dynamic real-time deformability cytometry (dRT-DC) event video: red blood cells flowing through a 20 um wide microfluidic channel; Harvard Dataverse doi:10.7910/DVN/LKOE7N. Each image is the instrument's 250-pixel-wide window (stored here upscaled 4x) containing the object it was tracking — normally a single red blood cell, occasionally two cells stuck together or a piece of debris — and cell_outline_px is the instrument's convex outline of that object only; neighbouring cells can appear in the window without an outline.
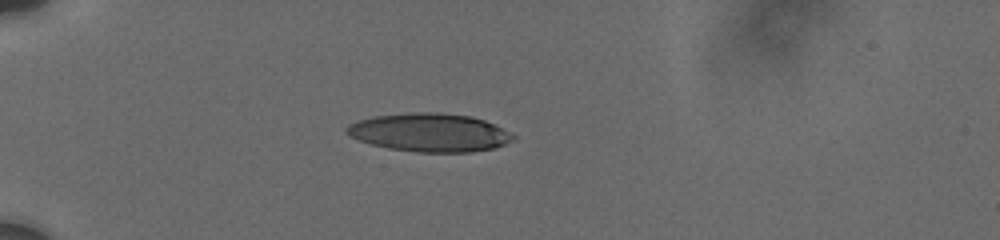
{"species": "human", "species_latin": "Homo sapiens", "temperature_condition": "cold", "stored_images_in_passage": 14, "camera_frame_rate_fps": 3000, "um_per_image_px": 0.085, "donor": {"sex": "male"}, "frame": {"image": 1, "passage_image": 8, "time_ms": 4.667, "image_size_px": [1000, 240], "cell_outline_px": [[516, 136], [512, 140], [504, 144], [492, 148], [472, 152], [416, 152], [388, 148], [372, 144], [360, 140], [344, 132], [344, 128], [348, 124], [360, 120], [376, 116], [416, 112], [436, 112], [468, 116], [484, 120]], "centroid_in_image_um": [36.49, 11.27], "position_along_channel_um": 48.5, "area_um2": 36.7}}
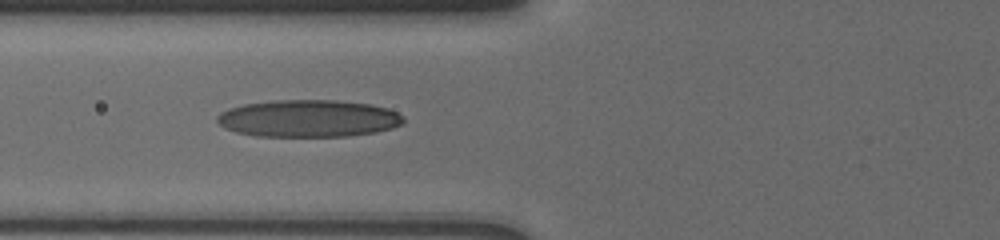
{"frame": {"image": 2, "passage_image": 12, "time_ms": 7.0, "image_size_px": [1000, 240], "cell_outline_px": [[404, 120], [400, 124], [392, 128], [376, 132], [348, 136], [256, 136], [236, 132], [224, 128], [216, 120], [216, 116], [220, 112], [228, 108], [244, 104], [272, 100], [336, 100], [372, 104], [388, 108], [404, 116]], "centroid_in_image_um": [26.2, 10.06], "position_along_channel_um": 99.6, "area_um2": 40.63}}
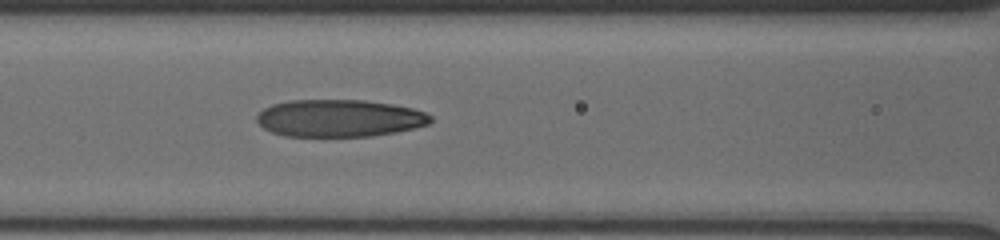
{"frame": {"image": 3, "passage_image": 14, "time_ms": 8.0, "image_size_px": [1000, 240], "cell_outline_px": [[432, 120], [428, 124], [416, 128], [396, 132], [372, 136], [284, 136], [272, 132], [264, 128], [256, 120], [256, 116], [264, 108], [272, 104], [288, 100], [364, 100], [392, 104], [412, 108], [424, 112], [432, 116]], "centroid_in_image_um": [28.85, 10.04], "position_along_channel_um": 137.8, "area_um2": 37.86}}